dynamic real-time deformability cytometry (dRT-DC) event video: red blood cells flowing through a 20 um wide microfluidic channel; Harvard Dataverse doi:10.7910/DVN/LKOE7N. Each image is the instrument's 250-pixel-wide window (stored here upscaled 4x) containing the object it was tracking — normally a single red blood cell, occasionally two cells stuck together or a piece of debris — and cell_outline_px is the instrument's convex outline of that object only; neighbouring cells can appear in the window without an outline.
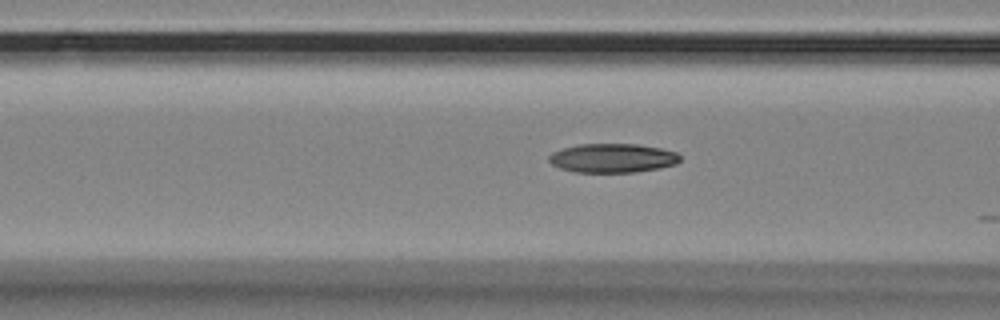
{"species": "Egyptian fruit bat (a non-hibernating species)", "species_latin": "Rousettus aegyptiacus", "temperature_condition": "room temperature", "stored_images_in_passage": 5, "camera_frame_rate_fps": 3000, "um_per_image_px": 0.085, "animal": {"sex": "female"}, "frame": {"image": 1, "passage_image": 4, "time_ms": 1.0, "image_size_px": [1000, 320], "cell_outline_px": [[680, 160], [676, 164], [660, 168], [636, 172], [576, 172], [560, 168], [552, 164], [548, 160], [548, 156], [552, 152], [564, 148], [580, 144], [636, 144], [660, 148], [676, 152], [680, 156]], "centroid_in_image_um": [52.07, 13.44], "position_along_channel_um": 114.5, "area_um2": 22.14}}